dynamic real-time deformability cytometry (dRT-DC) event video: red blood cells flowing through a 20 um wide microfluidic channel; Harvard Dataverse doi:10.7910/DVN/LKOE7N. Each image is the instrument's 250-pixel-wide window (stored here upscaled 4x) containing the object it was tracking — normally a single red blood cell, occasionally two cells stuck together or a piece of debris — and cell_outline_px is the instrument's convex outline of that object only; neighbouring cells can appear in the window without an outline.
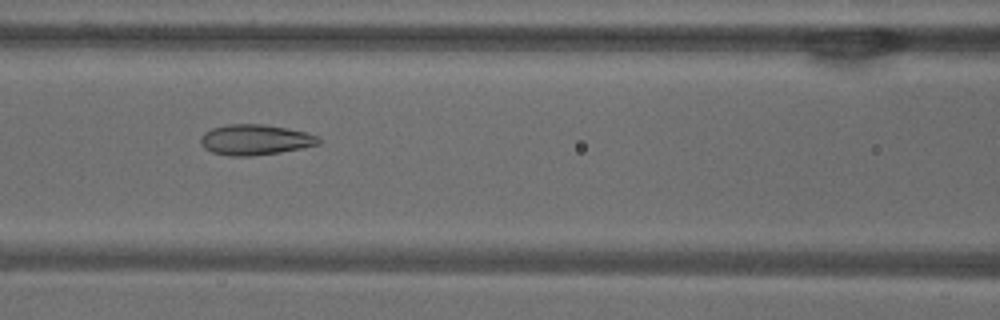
{"species": "common noctule bat (a hibernating species)", "species_latin": "Nyctalus noctula", "temperature_condition": "warm", "stored_images_in_passage": 53, "camera_frame_rate_fps": 3000, "um_per_image_px": 0.085, "animal": {"sex": "male", "body_mass_g": 18.8}, "frame": {"image": 1, "passage_image": 23, "time_ms": 7.333, "image_size_px": [1000, 320], "cell_outline_px": [[320, 144], [280, 152], [248, 156], [232, 156], [212, 152], [204, 148], [200, 144], [200, 136], [204, 132], [212, 128], [228, 124], [260, 124], [288, 128], [308, 132], [320, 136]], "centroid_in_image_um": [21.69, 11.87], "position_along_channel_um": 144.9, "area_um2": 21.04}}
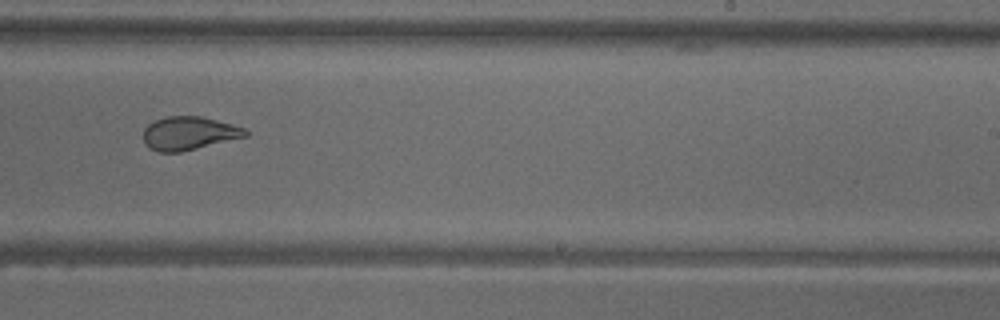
{"frame": {"image": 2, "passage_image": 33, "time_ms": 10.667, "image_size_px": [1000, 320], "cell_outline_px": [[248, 136], [180, 152], [160, 152], [148, 148], [144, 144], [144, 128], [148, 124], [164, 116], [200, 116], [232, 124], [244, 128], [248, 132]], "centroid_in_image_um": [16.04, 11.33], "position_along_channel_um": 273.0, "area_um2": 19.83}}
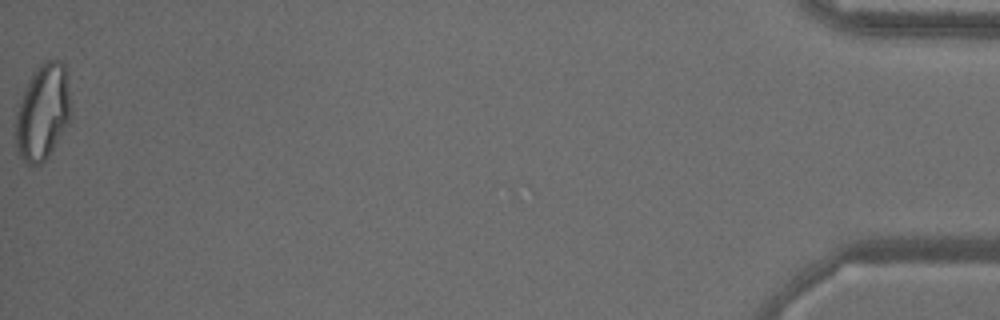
{"frame": {"image": 3, "passage_image": 53, "time_ms": 17.333, "image_size_px": [1000, 320], "cell_outline_px": [[72, 120], [48, 156], [40, 164], [28, 168], [20, 156], [16, 148], [16, 116], [24, 88], [28, 80], [36, 68], [44, 60], [60, 60], [64, 64], [72, 112]], "centroid_in_image_um": [3.65, 9.57], "position_along_channel_um": 431.6, "area_um2": 31.21}, "authors_computed_cell_mechanics": {"area_um2": 24.5072, "velocity_mm_per_s": 3.8516, "shape_relaxation_time_tau1_ms": null, "shape_relaxation_time_tau2_ms": 1.1734, "deformation_change_tau1": null, "deformation_change_tau2": 0.0789}}